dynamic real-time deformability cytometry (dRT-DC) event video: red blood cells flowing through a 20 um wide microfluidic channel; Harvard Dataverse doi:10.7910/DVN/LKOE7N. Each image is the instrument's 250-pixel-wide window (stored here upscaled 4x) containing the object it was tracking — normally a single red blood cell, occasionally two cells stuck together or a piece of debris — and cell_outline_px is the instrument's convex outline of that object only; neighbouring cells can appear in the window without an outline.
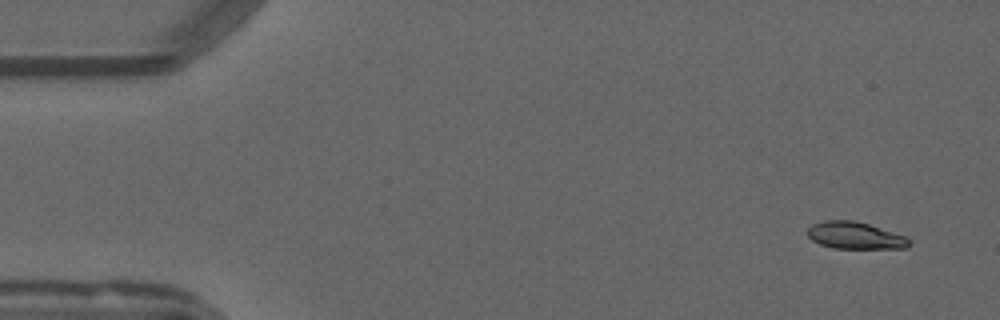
{"species": "common noctule bat (a hibernating species)", "species_latin": "Nyctalus noctula", "temperature_condition": "warm", "stored_images_in_passage": 12, "camera_frame_rate_fps": 3000, "um_per_image_px": 0.085, "animal": {"sex": "male", "forearm_length_mm": 52.5}, "frame": {"image": 1, "passage_image": 4, "time_ms": 1.0, "image_size_px": [1000, 320], "cell_outline_px": [[912, 244], [908, 248], [832, 248], [820, 244], [812, 240], [804, 232], [812, 224], [824, 220], [852, 220], [868, 224], [908, 236]], "centroid_in_image_um": [72.69, 20.02], "position_along_channel_um": 12.3, "area_um2": 16.24}}